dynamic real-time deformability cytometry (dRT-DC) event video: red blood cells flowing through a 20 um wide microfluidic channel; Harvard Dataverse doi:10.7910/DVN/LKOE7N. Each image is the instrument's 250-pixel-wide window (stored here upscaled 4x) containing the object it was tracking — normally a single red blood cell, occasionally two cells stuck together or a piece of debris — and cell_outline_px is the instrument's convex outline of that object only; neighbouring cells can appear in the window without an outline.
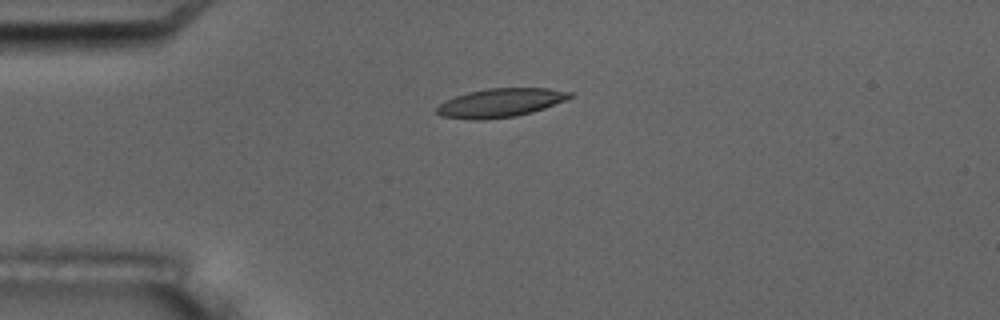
{"species": "common noctule bat (a hibernating species)", "species_latin": "Nyctalus noctula", "temperature_condition": "room temperature", "stored_images_in_passage": 3, "camera_frame_rate_fps": 3000, "um_per_image_px": 0.085, "animal": {"sex": "male", "body_mass_g": 17.5, "forearm_length_mm": 52.3}, "frame": {"image": 1, "passage_image": 3, "time_ms": 2.333, "image_size_px": [1000, 320], "cell_outline_px": [[572, 96], [564, 100], [544, 108], [532, 112], [516, 116], [484, 120], [468, 120], [440, 116], [436, 112], [436, 108], [444, 100], [468, 92], [488, 88], [548, 88], [572, 92]], "centroid_in_image_um": [42.48, 8.74], "position_along_channel_um": 42.5, "area_um2": 22.31}}